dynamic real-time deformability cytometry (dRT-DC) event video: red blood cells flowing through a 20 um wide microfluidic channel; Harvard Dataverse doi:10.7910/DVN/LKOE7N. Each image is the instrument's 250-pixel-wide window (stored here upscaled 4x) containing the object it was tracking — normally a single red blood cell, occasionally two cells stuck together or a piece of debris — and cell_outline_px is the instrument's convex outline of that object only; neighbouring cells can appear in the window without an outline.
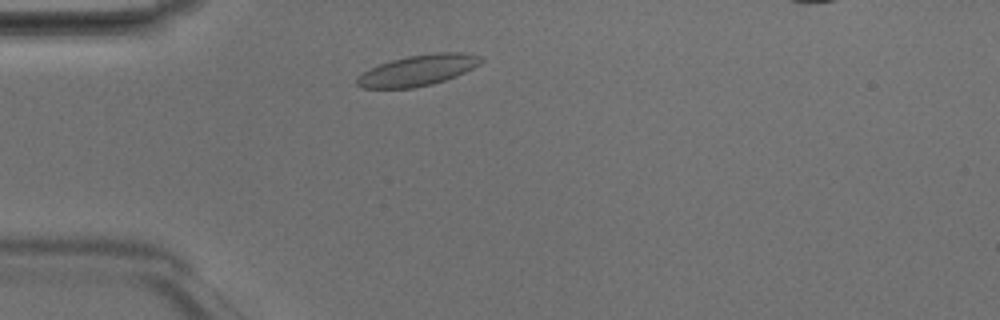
{"species": "Egyptian fruit bat (a non-hibernating species)", "species_latin": "Rousettus aegyptiacus", "temperature_condition": "room temperature", "stored_images_in_passage": 39, "camera_frame_rate_fps": 3000, "um_per_image_px": 0.085, "animal": {"sex": "male"}, "frame": {"image": 1, "passage_image": 5, "time_ms": 1.333, "image_size_px": [1000, 320], "cell_outline_px": [[484, 60], [480, 64], [456, 76], [432, 84], [412, 88], [364, 88], [356, 84], [356, 80], [364, 72], [380, 64], [392, 60], [408, 56], [436, 52], [460, 52], [484, 56]], "centroid_in_image_um": [35.58, 5.97], "position_along_channel_um": 49.4, "area_um2": 22.08}}
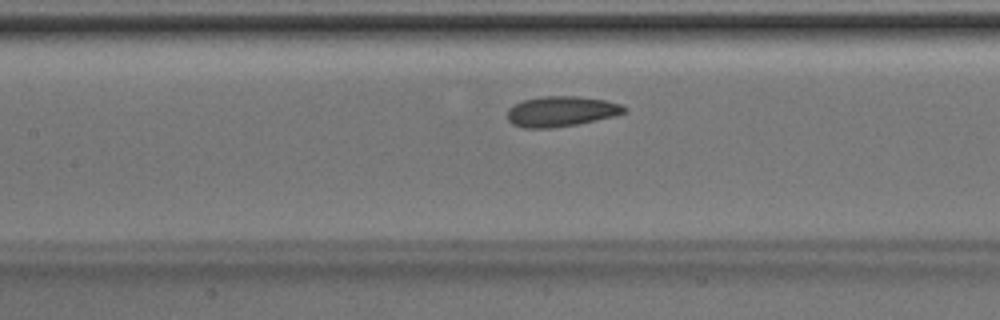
{"frame": {"image": 2, "passage_image": 14, "time_ms": 4.333, "image_size_px": [1000, 320], "cell_outline_px": [[628, 112], [616, 116], [576, 124], [552, 128], [520, 128], [512, 124], [508, 120], [508, 108], [512, 104], [524, 100], [544, 96], [576, 96], [604, 100], [620, 104], [628, 108]], "centroid_in_image_um": [47.7, 9.47], "position_along_channel_um": 159.7, "area_um2": 20.81}}
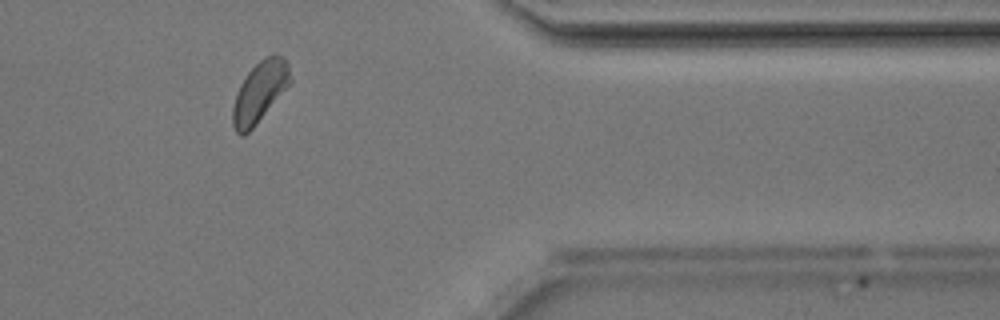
{"frame": {"image": 3, "passage_image": 32, "time_ms": 10.333, "image_size_px": [1000, 320], "cell_outline_px": [[292, 80], [256, 124], [244, 136], [240, 136], [236, 132], [232, 124], [232, 108], [236, 92], [240, 84], [248, 72], [264, 56], [272, 52], [284, 56], [288, 64]], "centroid_in_image_um": [22.06, 7.78], "position_along_channel_um": 389.3, "area_um2": 20.35}}